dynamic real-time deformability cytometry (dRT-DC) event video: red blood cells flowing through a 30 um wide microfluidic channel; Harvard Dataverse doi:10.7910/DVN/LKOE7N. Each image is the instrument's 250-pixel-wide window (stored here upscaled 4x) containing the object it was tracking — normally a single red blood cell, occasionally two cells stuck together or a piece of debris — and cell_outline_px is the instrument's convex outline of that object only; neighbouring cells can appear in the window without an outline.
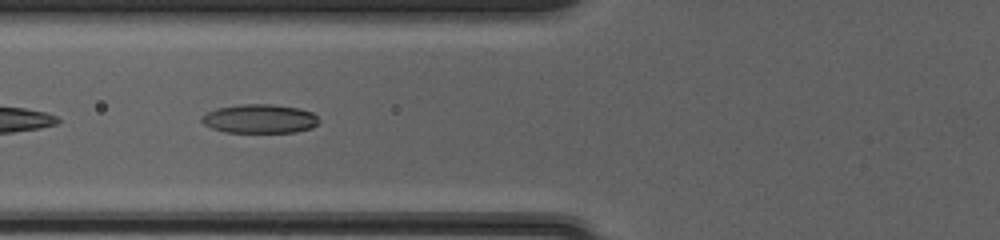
{"species": "common noctule bat (a hibernating species)", "species_latin": "Nyctalus noctula", "temperature_condition": "cold", "stored_images_in_passage": 33, "camera_frame_rate_fps": 3000, "um_per_image_px": 0.085, "animal": {"sex": "female", "body_mass_g": 20.0, "forearm_length_mm": 54.0}, "frame": {"image": 1, "passage_image": 4, "time_ms": 1.0, "image_size_px": [1000, 240], "cell_outline_px": [[320, 124], [312, 128], [296, 132], [224, 132], [212, 128], [204, 124], [200, 120], [200, 116], [216, 108], [244, 104], [272, 104], [300, 108], [312, 112], [320, 120]], "centroid_in_image_um": [22.1, 10.09], "position_along_channel_um": 103.7, "area_um2": 19.94}}
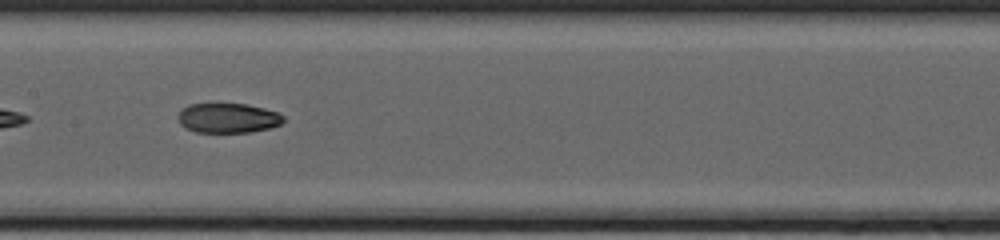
{"frame": {"image": 2, "passage_image": 10, "time_ms": 3.0, "image_size_px": [1000, 240], "cell_outline_px": [[284, 120], [280, 124], [272, 128], [252, 132], [196, 132], [184, 128], [180, 124], [176, 116], [188, 104], [248, 104], [280, 112], [284, 116]], "centroid_in_image_um": [19.4, 10.04], "position_along_channel_um": 188.0, "area_um2": 18.5}}
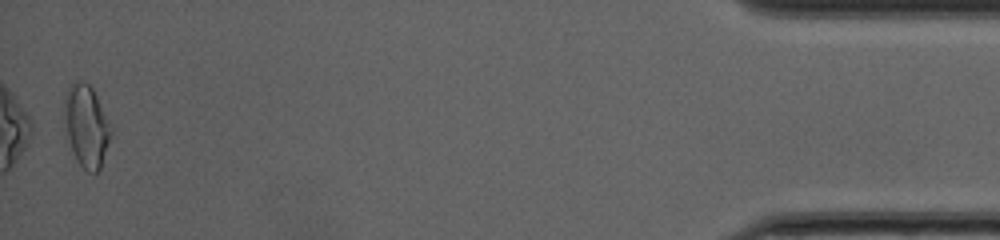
{"frame": {"image": 3, "passage_image": 33, "time_ms": 10.667, "image_size_px": [1000, 240], "cell_outline_px": [[112, 136], [100, 168], [96, 172], [88, 172], [80, 164], [72, 152], [68, 136], [64, 112], [64, 100], [68, 88], [76, 80], [84, 80], [92, 88], [112, 128]], "centroid_in_image_um": [7.36, 10.7], "position_along_channel_um": 427.8, "area_um2": 21.96}, "authors_computed_cell_mechanics": {"area_um2": 19.0162, "velocity_mm_per_s": 4.1937, "shape_relaxation_time_tau1_ms": null, "shape_relaxation_time_tau2_ms": 3.2088, "deformation_change_tau1": null, "deformation_change_tau2": 0.0652}}